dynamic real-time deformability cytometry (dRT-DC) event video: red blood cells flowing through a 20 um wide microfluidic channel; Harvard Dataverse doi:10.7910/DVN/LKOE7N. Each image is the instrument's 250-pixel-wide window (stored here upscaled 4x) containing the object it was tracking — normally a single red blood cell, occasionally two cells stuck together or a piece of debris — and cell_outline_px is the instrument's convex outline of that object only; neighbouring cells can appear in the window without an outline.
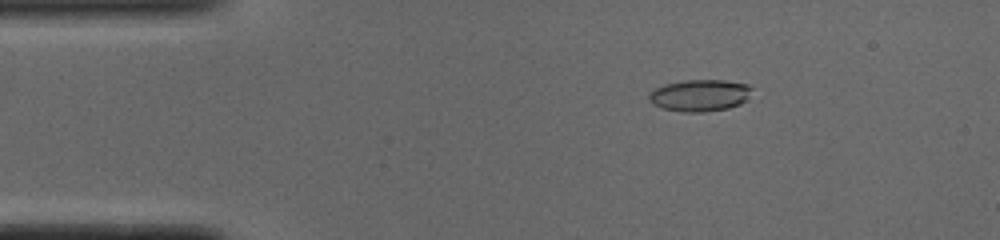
{"species": "common noctule bat (a hibernating species)", "species_latin": "Nyctalus noctula", "temperature_condition": "cold", "stored_images_in_passage": 51, "camera_frame_rate_fps": 3000, "um_per_image_px": 0.085, "animal": {"sex": "male", "body_mass_g": 19.0, "forearm_length_mm": 50.8}, "frame": {"image": 1, "passage_image": 8, "time_ms": 2.333, "image_size_px": [1000, 240], "cell_outline_px": [[752, 88], [748, 100], [740, 104], [728, 108], [704, 112], [684, 112], [660, 108], [652, 104], [648, 100], [648, 96], [656, 88], [664, 84], [684, 80], [724, 80], [748, 84]], "centroid_in_image_um": [59.49, 8.11], "position_along_channel_um": 25.5, "area_um2": 19.25}}
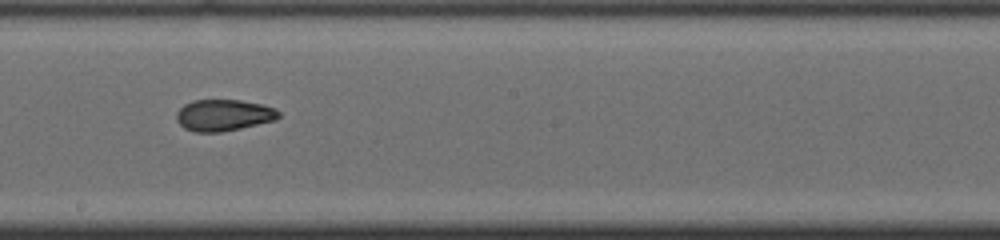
{"frame": {"image": 2, "passage_image": 28, "time_ms": 9.0, "image_size_px": [1000, 240], "cell_outline_px": [[280, 116], [276, 120], [240, 128], [220, 132], [196, 132], [184, 128], [176, 120], [176, 112], [184, 104], [192, 100], [240, 100], [264, 104], [276, 108], [280, 112]], "centroid_in_image_um": [19.02, 9.78], "position_along_channel_um": 229.2, "area_um2": 18.9}}
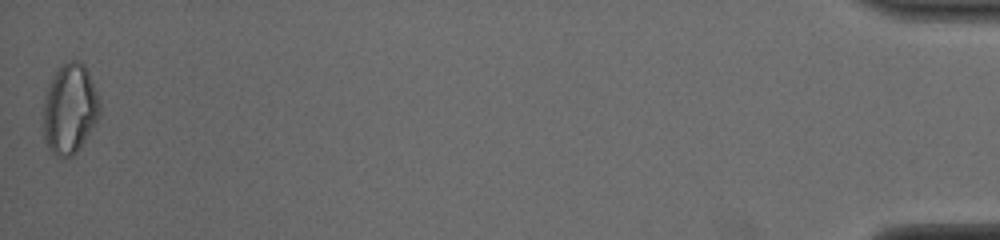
{"frame": {"image": 3, "passage_image": 51, "time_ms": 16.667, "image_size_px": [1000, 240], "cell_outline_px": [[100, 116], [80, 148], [72, 156], [56, 156], [48, 148], [44, 140], [44, 92], [56, 68], [72, 60], [80, 60], [84, 64], [88, 72], [100, 100]], "centroid_in_image_um": [5.93, 9.24], "position_along_channel_um": 429.3, "area_um2": 29.82}, "authors_computed_cell_mechanics": {"area_um2": 19.074, "velocity_mm_per_s": 3.896, "shape_relaxation_time_tau1_ms": null, "shape_relaxation_time_tau2_ms": 2.0626, "deformation_change_tau1": null, "deformation_change_tau2": 0.0775}}